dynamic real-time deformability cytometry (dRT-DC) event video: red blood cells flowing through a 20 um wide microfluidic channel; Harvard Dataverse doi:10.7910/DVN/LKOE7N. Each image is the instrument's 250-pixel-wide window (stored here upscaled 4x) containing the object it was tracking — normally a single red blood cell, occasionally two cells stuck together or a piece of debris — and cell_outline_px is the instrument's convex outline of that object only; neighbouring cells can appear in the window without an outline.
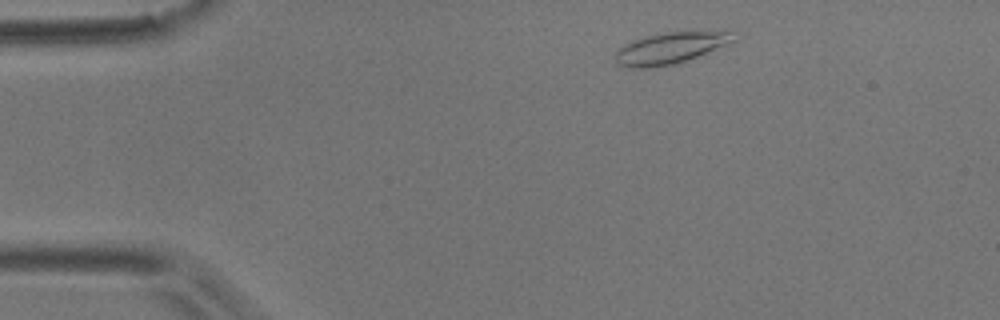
{"species": "common noctule bat (a hibernating species)", "species_latin": "Nyctalus noctula", "temperature_condition": "room temperature", "stored_images_in_passage": 2, "camera_frame_rate_fps": 3000, "um_per_image_px": 0.085, "animal": {"sex": "male", "body_mass_g": 17.9}, "frame": {"image": 1, "passage_image": 1, "time_ms": 0.0, "image_size_px": [1000, 320], "cell_outline_px": [[736, 40], [688, 60], [676, 64], [656, 68], [628, 68], [616, 64], [616, 52], [624, 44], [632, 40], [644, 36], [668, 32], [728, 32]], "centroid_in_image_um": [56.87, 4.12], "position_along_channel_um": 28.1, "area_um2": 21.39}}